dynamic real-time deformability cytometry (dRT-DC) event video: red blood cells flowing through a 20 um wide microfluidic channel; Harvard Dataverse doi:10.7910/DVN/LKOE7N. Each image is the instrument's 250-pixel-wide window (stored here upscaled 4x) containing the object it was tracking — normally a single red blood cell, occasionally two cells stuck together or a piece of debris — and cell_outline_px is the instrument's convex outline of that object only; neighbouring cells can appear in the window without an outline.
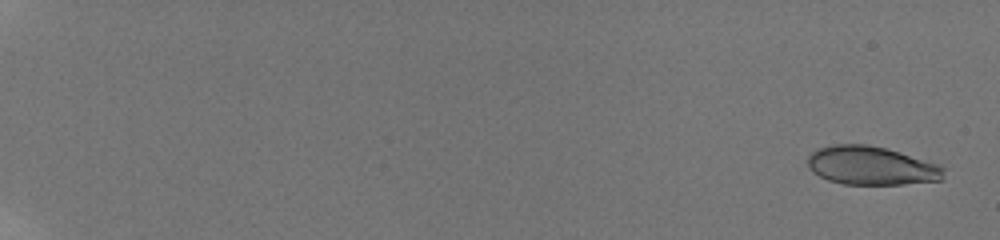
{"species": "human", "species_latin": "Homo sapiens", "temperature_condition": "room temperature", "stored_images_in_passage": 59, "camera_frame_rate_fps": 3000, "um_per_image_px": 0.085, "donor": {"sex": "male"}, "frame": {"image": 1, "passage_image": 3, "time_ms": 0.667, "image_size_px": [1000, 240], "cell_outline_px": [[944, 180], [904, 184], [844, 184], [828, 180], [812, 172], [808, 168], [808, 156], [816, 148], [832, 144], [864, 144], [884, 148], [940, 164], [944, 168]], "centroid_in_image_um": [74.05, 14.08], "position_along_channel_um": 10.9, "area_um2": 30.69}}
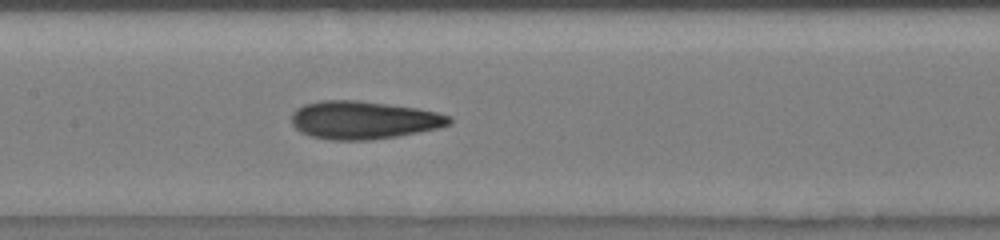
{"frame": {"image": 2, "passage_image": 34, "time_ms": 11.0, "image_size_px": [1000, 240], "cell_outline_px": [[452, 124], [440, 128], [396, 136], [372, 140], [332, 140], [308, 136], [300, 132], [292, 124], [292, 112], [296, 108], [304, 104], [320, 100], [356, 100], [388, 104], [416, 108], [436, 112], [452, 116]], "centroid_in_image_um": [30.89, 10.21], "position_along_channel_um": 176.5, "area_um2": 35.14}}
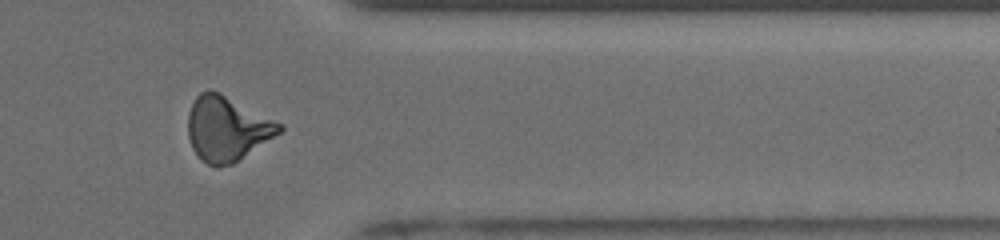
{"frame": {"image": 3, "passage_image": 51, "time_ms": 16.667, "image_size_px": [1000, 240], "cell_outline_px": [[284, 128], [280, 132], [232, 164], [216, 168], [200, 160], [192, 148], [188, 136], [188, 112], [196, 96], [200, 92], [208, 88], [220, 92], [284, 124]], "centroid_in_image_um": [19.27, 10.92], "position_along_channel_um": 392.1, "area_um2": 34.56}, "authors_computed_cell_mechanics": {"area_um2": 32.4836, "velocity_mm_per_s": 3.8855, "shape_relaxation_time_tau1_ms": 7.2473, "shape_relaxation_time_tau2_ms": 2.0007, "deformation_change_tau1": 0.1901, "deformation_change_tau2": 0.0895}}